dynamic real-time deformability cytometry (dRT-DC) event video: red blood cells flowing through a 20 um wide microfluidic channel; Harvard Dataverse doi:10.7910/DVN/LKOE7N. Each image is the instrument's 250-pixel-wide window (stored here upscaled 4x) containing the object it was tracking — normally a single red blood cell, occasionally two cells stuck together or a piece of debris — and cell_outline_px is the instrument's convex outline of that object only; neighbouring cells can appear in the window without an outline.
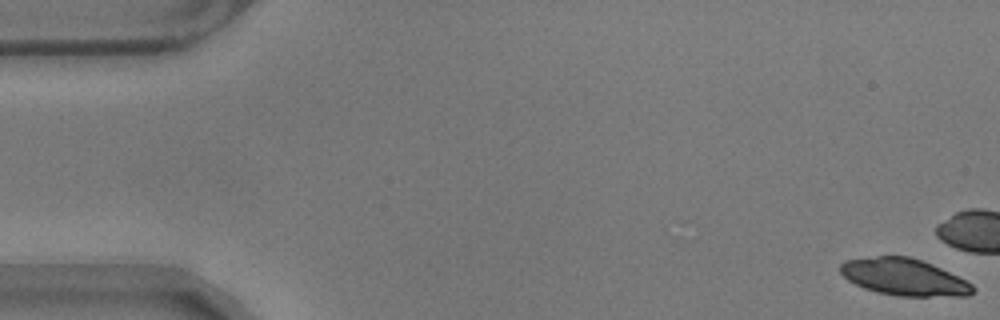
{"species": "common noctule bat (a hibernating species)", "species_latin": "Nyctalus noctula", "temperature_condition": "warm", "stored_images_in_passage": 12, "camera_frame_rate_fps": 3000, "um_per_image_px": 0.085, "animal": {"sex": "male", "body_mass_g": 17.9}, "frame": {"image": 1, "passage_image": 1, "time_ms": 0.0, "image_size_px": [1000, 320], "cell_outline_px": [[976, 288], [968, 296], [900, 296], [876, 292], [864, 288], [848, 280], [840, 272], [840, 264], [844, 260], [876, 256], [908, 256], [932, 264], [972, 284]], "centroid_in_image_um": [76.82, 23.55], "position_along_channel_um": 8.2, "area_um2": 28.26}}